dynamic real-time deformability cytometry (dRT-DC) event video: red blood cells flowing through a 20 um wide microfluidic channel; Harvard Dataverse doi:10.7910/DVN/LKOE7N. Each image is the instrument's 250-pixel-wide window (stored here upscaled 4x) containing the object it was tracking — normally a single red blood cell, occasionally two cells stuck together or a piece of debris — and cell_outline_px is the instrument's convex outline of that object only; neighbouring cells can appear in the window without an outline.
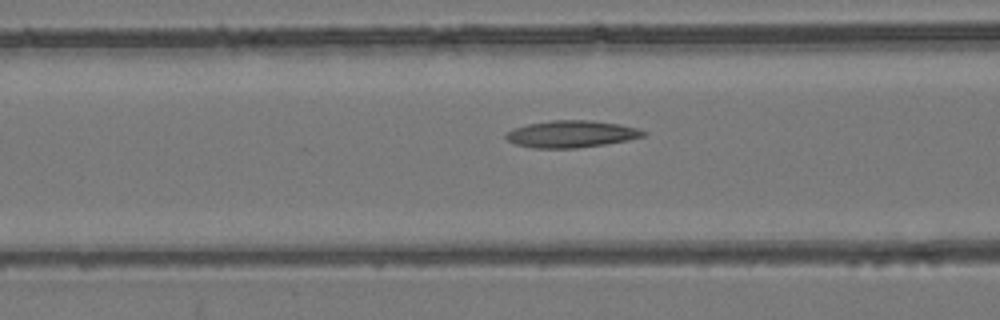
{"species": "common noctule bat (a hibernating species)", "species_latin": "Nyctalus noctula", "temperature_condition": "room temperature", "stored_images_in_passage": 54, "camera_frame_rate_fps": 3000, "um_per_image_px": 0.085, "animal": {"sex": "female", "body_mass_g": 24.6, "forearm_length_mm": 56.2}, "frame": {"image": 1, "passage_image": 22, "time_ms": 7.0, "image_size_px": [1000, 320], "cell_outline_px": [[648, 132], [644, 136], [628, 140], [604, 144], [576, 148], [532, 148], [516, 144], [508, 140], [504, 136], [512, 128], [528, 124], [552, 120], [592, 120], [620, 124], [636, 128]], "centroid_in_image_um": [48.56, 11.39], "position_along_channel_um": 118.0, "area_um2": 21.56}}
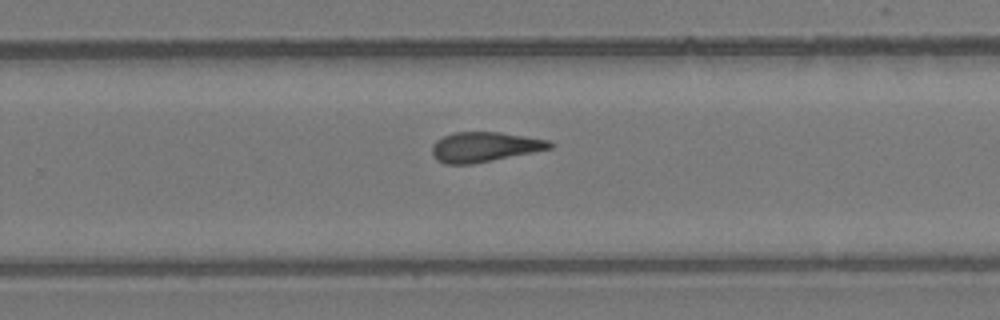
{"frame": {"image": 2, "passage_image": 35, "time_ms": 11.333, "image_size_px": [1000, 320], "cell_outline_px": [[556, 144], [552, 148], [472, 164], [444, 164], [436, 160], [432, 156], [432, 144], [436, 140], [452, 132], [500, 132], [548, 140]], "centroid_in_image_um": [41.15, 12.49], "position_along_channel_um": 288.7, "area_um2": 20.52}}
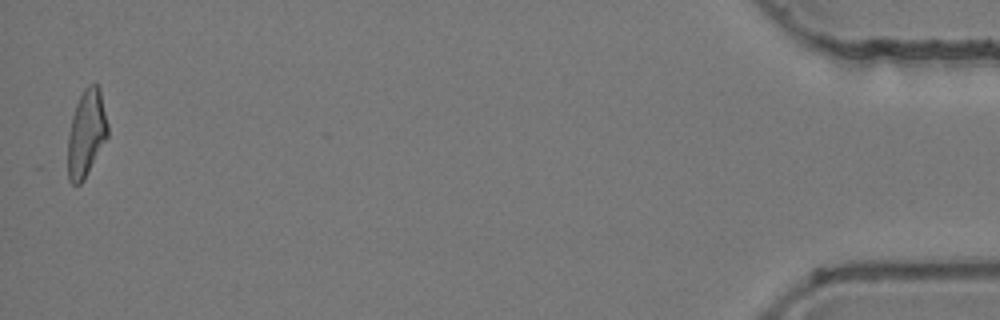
{"frame": {"image": 3, "passage_image": 53, "time_ms": 17.333, "image_size_px": [1000, 320], "cell_outline_px": [[108, 136], [84, 180], [80, 184], [72, 184], [68, 180], [68, 136], [72, 116], [76, 104], [84, 88], [88, 84], [96, 84], [100, 88], [108, 124]], "centroid_in_image_um": [7.34, 11.33], "position_along_channel_um": 427.9, "area_um2": 20.23}, "authors_computed_cell_mechanics": {"area_um2": 21.0681, "velocity_mm_per_s": 3.9429, "shape_relaxation_time_tau1_ms": null, "shape_relaxation_time_tau2_ms": 4.8499, "deformation_change_tau1": null, "deformation_change_tau2": 0.1695}}